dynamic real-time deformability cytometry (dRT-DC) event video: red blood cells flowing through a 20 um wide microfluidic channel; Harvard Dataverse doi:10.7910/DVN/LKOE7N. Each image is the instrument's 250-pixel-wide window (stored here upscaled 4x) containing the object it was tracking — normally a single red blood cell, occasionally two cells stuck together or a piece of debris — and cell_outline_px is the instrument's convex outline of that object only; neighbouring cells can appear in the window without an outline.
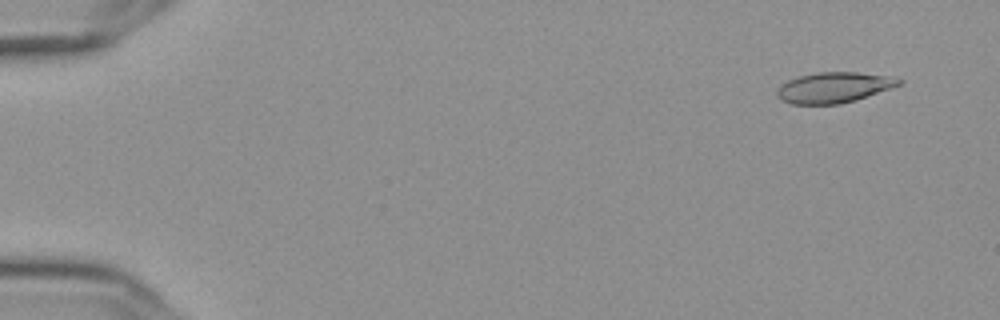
{"species": "Egyptian fruit bat (a non-hibernating species)", "species_latin": "Rousettus aegyptiacus", "temperature_condition": "cold", "stored_images_in_passage": 19, "camera_frame_rate_fps": 3000, "um_per_image_px": 0.085, "frame": {"image": 1, "passage_image": 4, "time_ms": 1.0, "image_size_px": [1000, 320], "cell_outline_px": [[904, 84], [856, 100], [840, 104], [792, 104], [780, 100], [776, 96], [776, 88], [780, 84], [788, 80], [800, 76], [816, 72], [856, 72], [892, 76], [904, 80]], "centroid_in_image_um": [70.89, 7.43], "position_along_channel_um": 14.1, "area_um2": 22.08}}
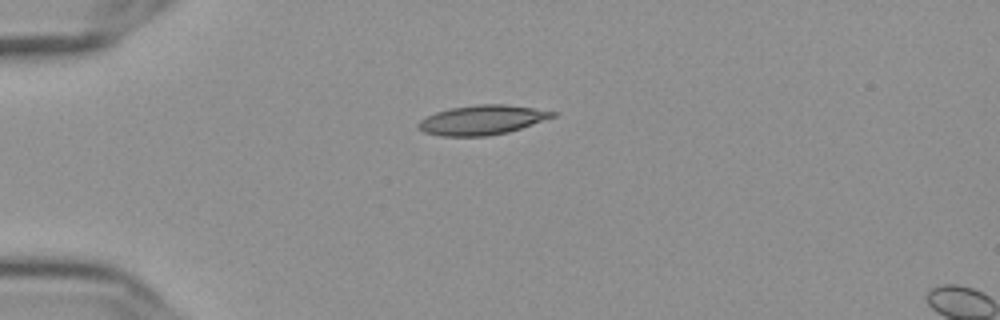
{"frame": {"image": 2, "passage_image": 15, "time_ms": 4.667, "image_size_px": [1000, 320], "cell_outline_px": [[556, 116], [508, 132], [488, 136], [440, 136], [424, 132], [416, 128], [416, 124], [420, 120], [436, 112], [448, 108], [476, 104], [504, 104], [532, 108], [556, 112]], "centroid_in_image_um": [40.92, 10.2], "position_along_channel_um": 44.1, "area_um2": 23.06}}